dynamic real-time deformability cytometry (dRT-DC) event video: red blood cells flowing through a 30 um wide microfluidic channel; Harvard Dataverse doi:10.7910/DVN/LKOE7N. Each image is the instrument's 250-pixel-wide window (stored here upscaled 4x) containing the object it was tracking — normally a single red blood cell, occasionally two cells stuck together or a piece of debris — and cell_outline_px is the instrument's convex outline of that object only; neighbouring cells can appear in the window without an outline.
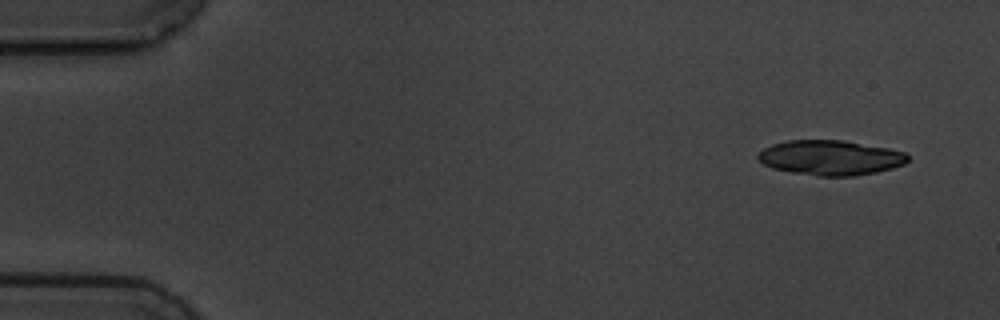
{"species": "common noctule bat (a hibernating species)", "species_latin": "Nyctalus noctula", "temperature_condition": "cold", "stored_images_in_passage": 6, "camera_frame_rate_fps": 3000, "um_per_image_px": 0.085, "animal": {"sex": "male", "body_mass_g": 19.5, "forearm_length_mm": 54.6}, "frame": {"image": 1, "passage_image": 1, "time_ms": 0.0, "image_size_px": [1000, 320], "cell_outline_px": [[908, 160], [904, 164], [892, 168], [876, 172], [856, 176], [816, 176], [792, 172], [772, 168], [756, 160], [756, 156], [764, 148], [772, 144], [788, 140], [844, 140], [888, 148], [904, 152], [908, 156]], "centroid_in_image_um": [70.56, 13.4], "position_along_channel_um": 14.4, "area_um2": 30.58}}